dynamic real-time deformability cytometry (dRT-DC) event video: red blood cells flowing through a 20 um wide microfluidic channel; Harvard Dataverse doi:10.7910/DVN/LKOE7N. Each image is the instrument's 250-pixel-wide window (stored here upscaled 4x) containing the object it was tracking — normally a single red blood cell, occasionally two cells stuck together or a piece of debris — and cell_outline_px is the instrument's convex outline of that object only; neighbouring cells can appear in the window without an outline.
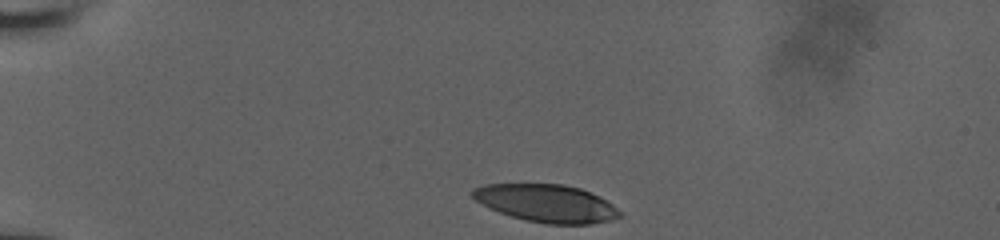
{"species": "human", "species_latin": "Homo sapiens", "temperature_condition": "room temperature", "stored_images_in_passage": 35, "camera_frame_rate_fps": 3000, "um_per_image_px": 0.085, "donor": {"sex": "male"}, "frame": {"image": 1, "passage_image": 1, "time_ms": 0.0, "image_size_px": [1000, 240], "cell_outline_px": [[624, 216], [608, 220], [588, 224], [548, 224], [528, 220], [512, 216], [500, 212], [476, 200], [472, 196], [472, 188], [484, 184], [564, 184], [580, 188], [612, 204]], "centroid_in_image_um": [46.44, 17.27], "position_along_channel_um": 38.6, "area_um2": 31.79}}
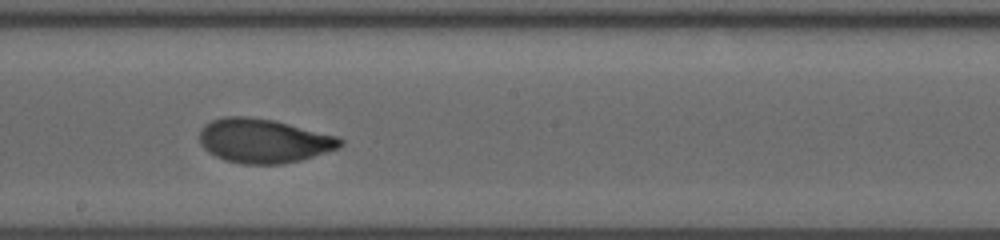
{"frame": {"image": 2, "passage_image": 20, "time_ms": 6.333, "image_size_px": [1000, 240], "cell_outline_px": [[344, 144], [340, 148], [300, 160], [280, 164], [240, 164], [224, 160], [208, 152], [200, 144], [200, 128], [204, 124], [212, 120], [224, 116], [248, 116], [272, 120], [340, 136], [344, 140]], "centroid_in_image_um": [22.42, 11.97], "position_along_channel_um": 225.8, "area_um2": 36.47}}
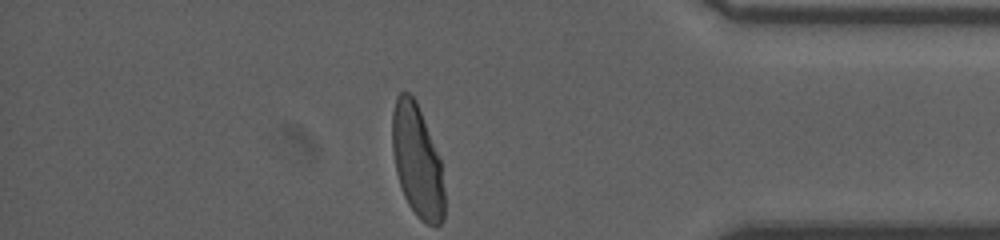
{"frame": {"image": 3, "passage_image": 35, "time_ms": 11.333, "image_size_px": [1000, 240], "cell_outline_px": [[444, 220], [440, 224], [428, 224], [420, 220], [408, 204], [404, 196], [396, 172], [392, 148], [392, 112], [396, 96], [400, 92], [408, 92], [416, 100], [440, 160], [444, 188]], "centroid_in_image_um": [35.44, 13.69], "position_along_channel_um": 399.8, "area_um2": 33.93}, "authors_computed_cell_mechanics": {"area_um2": 35.547, "velocity_mm_per_s": 3.9474, "shape_relaxation_time_tau1_ms": 4.8679, "shape_relaxation_time_tau2_ms": 0.8849, "deformation_change_tau1": 0.2038, "deformation_change_tau2": 0.047}}